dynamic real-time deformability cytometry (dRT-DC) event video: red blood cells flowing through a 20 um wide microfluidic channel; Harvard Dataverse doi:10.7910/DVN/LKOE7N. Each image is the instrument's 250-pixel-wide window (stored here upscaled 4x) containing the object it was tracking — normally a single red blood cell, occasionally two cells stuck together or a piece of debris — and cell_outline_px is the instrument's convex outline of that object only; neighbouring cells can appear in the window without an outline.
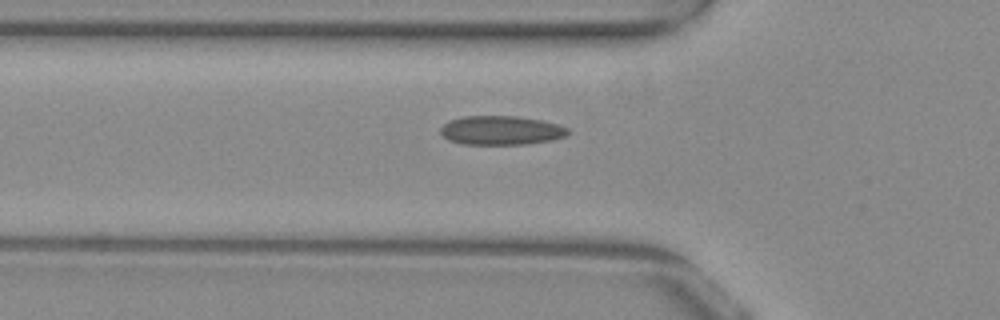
{"species": "common noctule bat (a hibernating species)", "species_latin": "Nyctalus noctula", "temperature_condition": "warm", "stored_images_in_passage": 36, "camera_frame_rate_fps": 3000, "um_per_image_px": 0.085, "animal": {"sex": "female", "body_mass_g": 29.2, "forearm_length_mm": 56.3}, "frame": {"image": 1, "passage_image": 3, "time_ms": 0.667, "image_size_px": [1000, 320], "cell_outline_px": [[568, 132], [564, 136], [552, 140], [524, 144], [464, 144], [448, 140], [440, 132], [440, 128], [444, 124], [452, 120], [464, 116], [520, 116], [544, 120], [568, 128]], "centroid_in_image_um": [42.59, 11.07], "position_along_channel_um": 83.2, "area_um2": 21.44}}
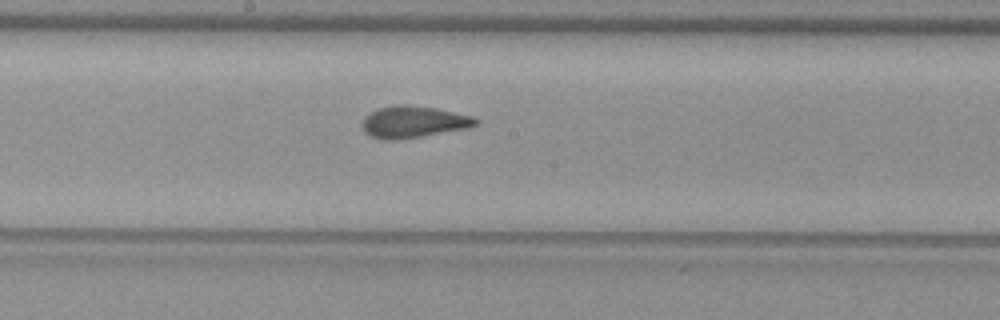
{"frame": {"image": 2, "passage_image": 13, "time_ms": 4.0, "image_size_px": [1000, 320], "cell_outline_px": [[480, 120], [476, 124], [468, 128], [396, 140], [384, 140], [372, 136], [364, 132], [364, 116], [380, 108], [396, 104], [408, 104], [436, 108], [472, 116]], "centroid_in_image_um": [35.16, 10.35], "position_along_channel_um": 213.0, "area_um2": 20.75}}
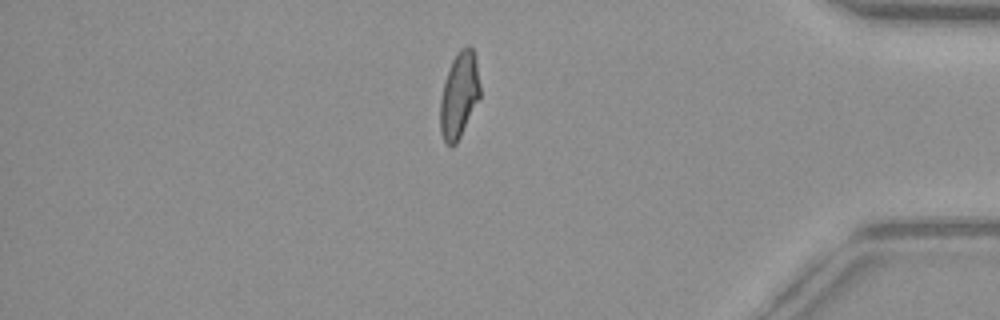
{"frame": {"image": 3, "passage_image": 30, "time_ms": 9.667, "image_size_px": [1000, 320], "cell_outline_px": [[480, 96], [456, 144], [452, 148], [444, 140], [440, 132], [440, 100], [444, 80], [452, 60], [456, 52], [460, 48], [468, 44], [472, 48], [476, 60], [480, 84]], "centroid_in_image_um": [39.01, 8.05], "position_along_channel_um": 396.2, "area_um2": 19.94}, "authors_computed_cell_mechanics": {"area_um2": 20.4323, "velocity_mm_per_s": 3.8759, "shape_relaxation_time_tau1_ms": null, "shape_relaxation_time_tau2_ms": 1.3237, "deformation_change_tau1": null, "deformation_change_tau2": 0.091}}